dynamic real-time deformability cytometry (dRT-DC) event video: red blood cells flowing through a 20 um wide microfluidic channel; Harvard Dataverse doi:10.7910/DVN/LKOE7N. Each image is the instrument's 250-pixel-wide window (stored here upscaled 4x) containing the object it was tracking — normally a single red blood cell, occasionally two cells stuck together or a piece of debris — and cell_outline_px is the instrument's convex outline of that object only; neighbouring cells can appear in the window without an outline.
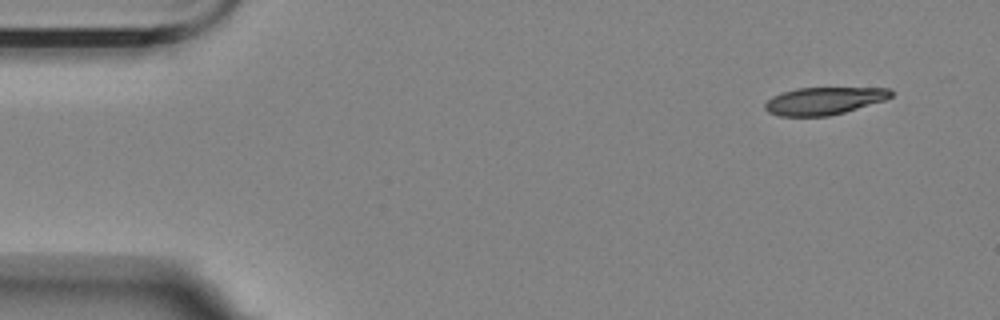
{"species": "Egyptian fruit bat (a non-hibernating species)", "species_latin": "Rousettus aegyptiacus", "temperature_condition": "room temperature", "stored_images_in_passage": 4, "camera_frame_rate_fps": 3000, "um_per_image_px": 0.085, "animal": {"sex": "female"}, "frame": {"image": 1, "passage_image": 1, "time_ms": 0.0, "image_size_px": [1000, 320], "cell_outline_px": [[892, 96], [884, 100], [844, 112], [828, 116], [780, 116], [768, 112], [764, 108], [764, 104], [772, 96], [780, 92], [796, 88], [888, 88], [892, 92]], "centroid_in_image_um": [69.98, 8.57], "position_along_channel_um": 15.0, "area_um2": 20.06}}